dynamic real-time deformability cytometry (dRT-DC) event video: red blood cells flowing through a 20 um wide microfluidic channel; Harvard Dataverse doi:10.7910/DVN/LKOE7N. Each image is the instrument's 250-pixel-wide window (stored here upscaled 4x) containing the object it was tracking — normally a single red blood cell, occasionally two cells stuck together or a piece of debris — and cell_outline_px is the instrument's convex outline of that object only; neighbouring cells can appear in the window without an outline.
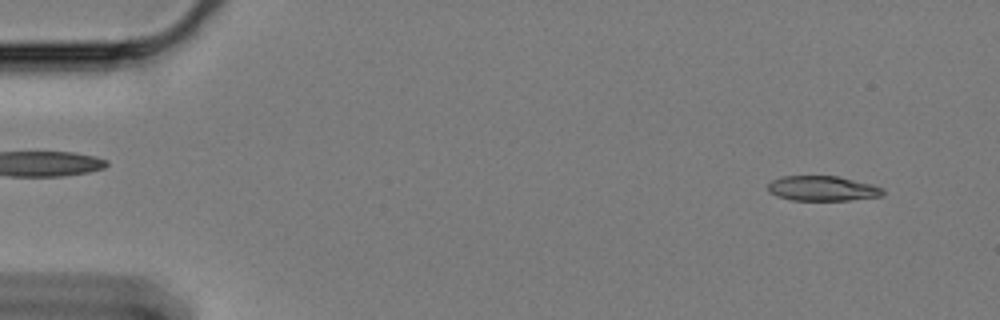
{"species": "Egyptian fruit bat (a non-hibernating species)", "species_latin": "Rousettus aegyptiacus", "temperature_condition": "cold", "stored_images_in_passage": 60, "camera_frame_rate_fps": 3000, "um_per_image_px": 0.085, "animal": {"sex": "female"}, "frame": {"image": 1, "passage_image": 4, "time_ms": 1.0, "image_size_px": [1000, 320], "cell_outline_px": [[884, 196], [848, 200], [792, 200], [776, 196], [768, 192], [768, 184], [772, 180], [784, 176], [836, 176], [872, 184], [880, 188], [884, 192]], "centroid_in_image_um": [69.89, 16.02], "position_along_channel_um": 15.1, "area_um2": 16.65}}
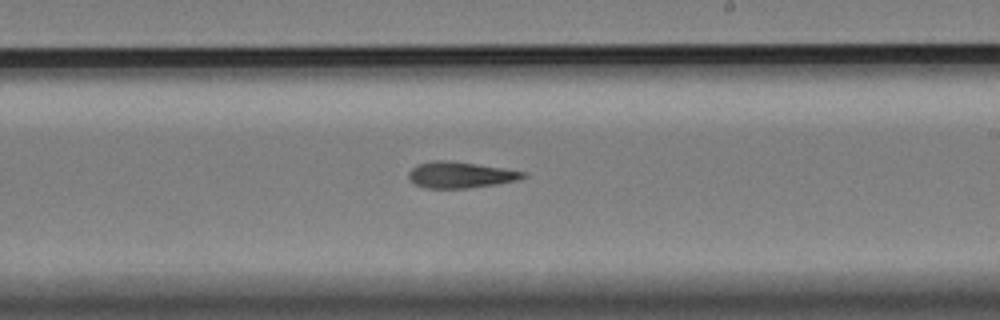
{"frame": {"image": 2, "passage_image": 35, "time_ms": 11.333, "image_size_px": [1000, 320], "cell_outline_px": [[528, 176], [516, 180], [496, 184], [464, 188], [428, 188], [416, 184], [408, 176], [408, 172], [412, 168], [420, 164], [436, 160], [452, 160], [504, 168], [528, 172]], "centroid_in_image_um": [39.18, 14.85], "position_along_channel_um": 249.8, "area_um2": 17.34}}
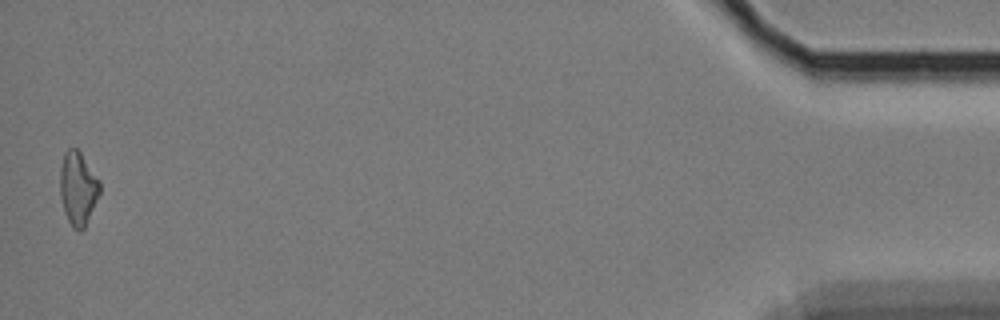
{"frame": {"image": 3, "passage_image": 59, "time_ms": 19.333, "image_size_px": [1000, 320], "cell_outline_px": [[100, 192], [84, 228], [80, 232], [72, 228], [68, 220], [60, 196], [60, 168], [64, 152], [68, 148], [76, 148], [80, 152], [100, 180]], "centroid_in_image_um": [6.62, 16.0], "position_along_channel_um": 428.6, "area_um2": 16.88}}